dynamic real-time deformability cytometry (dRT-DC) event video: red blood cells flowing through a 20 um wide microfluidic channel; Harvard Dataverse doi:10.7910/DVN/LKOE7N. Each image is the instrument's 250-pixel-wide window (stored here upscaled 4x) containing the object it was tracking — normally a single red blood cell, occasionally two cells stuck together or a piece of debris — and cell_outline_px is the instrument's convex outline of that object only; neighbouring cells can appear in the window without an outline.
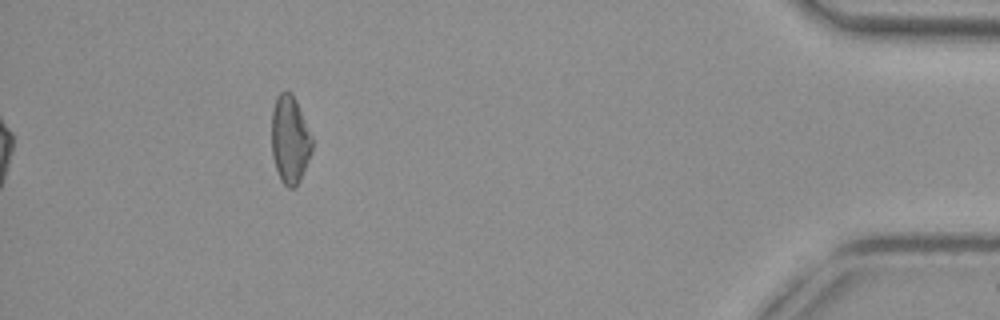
{"species": "common noctule bat (a hibernating species)", "species_latin": "Nyctalus noctula", "temperature_condition": "cold", "stored_images_in_passage": 49, "camera_frame_rate_fps": 3000, "um_per_image_px": 0.085, "animal": {"sex": "female", "body_mass_g": 29.2, "forearm_length_mm": 56.3}, "frame": {"image": 1, "passage_image": 49, "time_ms": 16.0, "image_size_px": [1000, 320], "cell_outline_px": [[312, 152], [300, 180], [296, 188], [288, 188], [280, 180], [272, 156], [272, 108], [276, 96], [280, 92], [292, 92], [296, 100], [312, 136]], "centroid_in_image_um": [24.64, 11.87], "position_along_channel_um": 410.6, "area_um2": 20.87}, "authors_computed_cell_mechanics": {"area_um2": 20.519, "velocity_mm_per_s": 3.684, "shape_relaxation_time_tau1_ms": null, "shape_relaxation_time_tau2_ms": 4.4722, "deformation_change_tau1": null, "deformation_change_tau2": 0.1168}}